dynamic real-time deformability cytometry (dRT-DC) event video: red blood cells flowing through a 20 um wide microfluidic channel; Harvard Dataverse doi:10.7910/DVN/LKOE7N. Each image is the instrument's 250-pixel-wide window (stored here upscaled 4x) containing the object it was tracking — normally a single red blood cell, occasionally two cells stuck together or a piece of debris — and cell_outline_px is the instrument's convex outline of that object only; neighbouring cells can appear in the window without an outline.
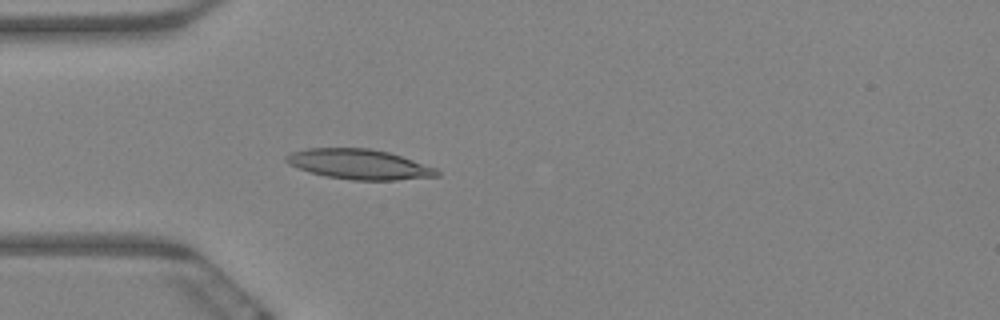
{"species": "Egyptian fruit bat (a non-hibernating species)", "species_latin": "Rousettus aegyptiacus", "temperature_condition": "warm", "stored_images_in_passage": 62, "camera_frame_rate_fps": 3000, "um_per_image_px": 0.085, "animal": {"sex": "female"}, "frame": {"image": 1, "passage_image": 18, "time_ms": 5.667, "image_size_px": [1000, 320], "cell_outline_px": [[440, 176], [396, 180], [352, 180], [328, 176], [312, 172], [288, 164], [284, 160], [284, 156], [292, 152], [308, 148], [368, 148], [388, 152], [436, 168], [440, 172]], "centroid_in_image_um": [30.53, 13.96], "position_along_channel_um": 54.5, "area_um2": 26.13}}
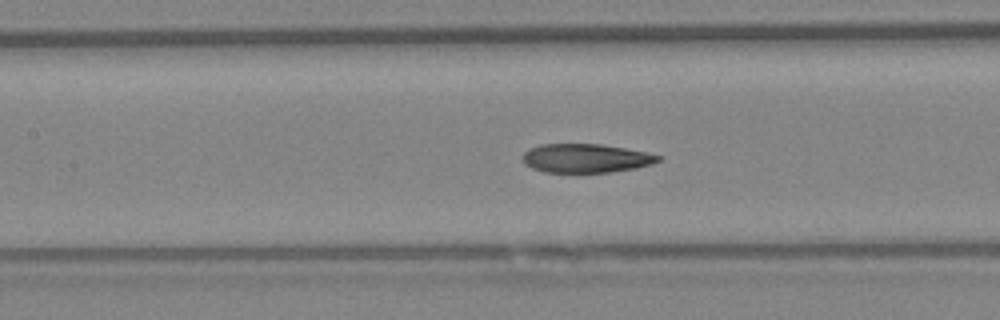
{"frame": {"image": 2, "passage_image": 28, "time_ms": 9.0, "image_size_px": [1000, 320], "cell_outline_px": [[660, 160], [652, 164], [636, 168], [608, 172], [544, 172], [532, 168], [524, 164], [520, 156], [528, 148], [540, 144], [600, 144], [624, 148], [644, 152], [660, 156]], "centroid_in_image_um": [49.72, 13.45], "position_along_channel_um": 157.7, "area_um2": 22.77}}
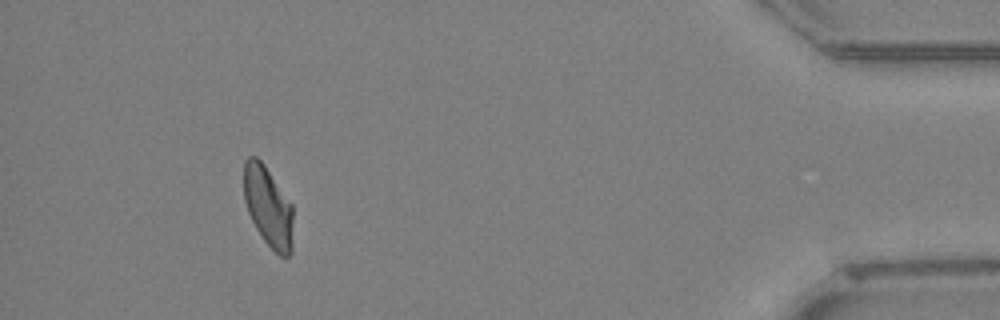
{"frame": {"image": 3, "passage_image": 57, "time_ms": 18.667, "image_size_px": [1000, 320], "cell_outline_px": [[292, 252], [288, 256], [280, 256], [264, 240], [256, 228], [248, 212], [244, 200], [244, 160], [248, 156], [256, 156], [264, 164], [292, 204]], "centroid_in_image_um": [22.78, 17.54], "position_along_channel_um": 412.4, "area_um2": 22.95}, "authors_computed_cell_mechanics": {"area_um2": 24.1315, "velocity_mm_per_s": 3.2812, "shape_relaxation_time_tau1_ms": 8.334, "shape_relaxation_time_tau2_ms": 2.8393, "deformation_change_tau1": 0.1966, "deformation_change_tau2": 0.074}}